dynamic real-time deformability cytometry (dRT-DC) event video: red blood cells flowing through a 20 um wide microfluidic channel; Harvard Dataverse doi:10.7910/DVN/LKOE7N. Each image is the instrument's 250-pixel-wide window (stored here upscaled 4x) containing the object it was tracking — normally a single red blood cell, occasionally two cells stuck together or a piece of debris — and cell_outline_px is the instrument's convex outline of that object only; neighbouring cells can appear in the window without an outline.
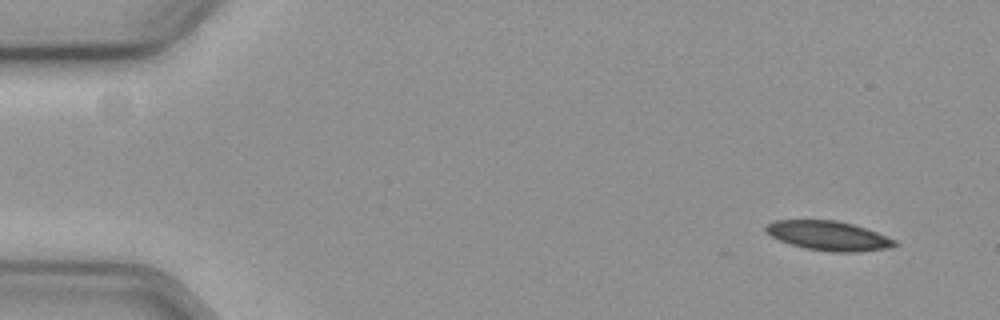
{"species": "common noctule bat (a hibernating species)", "species_latin": "Nyctalus noctula", "temperature_condition": "cold", "stored_images_in_passage": 10, "camera_frame_rate_fps": 3000, "um_per_image_px": 0.085, "animal": {"sex": "female", "body_mass_g": 19.3, "forearm_length_mm": 54.1}, "frame": {"image": 1, "passage_image": 1, "time_ms": 0.0, "image_size_px": [1000, 320], "cell_outline_px": [[900, 244], [888, 248], [856, 252], [832, 252], [804, 248], [780, 240], [772, 236], [764, 228], [768, 224], [776, 220], [836, 220], [852, 224], [876, 232], [896, 240]], "centroid_in_image_um": [70.45, 20.04], "position_along_channel_um": 14.5, "area_um2": 21.85}}